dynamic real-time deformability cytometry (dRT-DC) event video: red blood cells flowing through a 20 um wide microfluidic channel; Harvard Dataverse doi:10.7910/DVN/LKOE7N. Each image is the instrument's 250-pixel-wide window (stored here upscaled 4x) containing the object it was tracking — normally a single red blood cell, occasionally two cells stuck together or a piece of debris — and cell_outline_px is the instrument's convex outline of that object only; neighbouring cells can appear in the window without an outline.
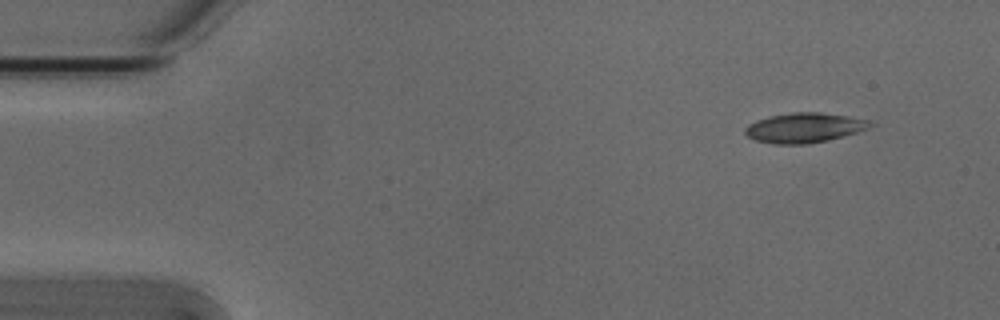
{"species": "Egyptian fruit bat (a non-hibernating species)", "species_latin": "Rousettus aegyptiacus", "temperature_condition": "cold", "stored_images_in_passage": 13, "camera_frame_rate_fps": 3000, "um_per_image_px": 0.085, "animal": {"sex": "male"}, "frame": {"image": 1, "passage_image": 1, "time_ms": 0.0, "image_size_px": [1000, 320], "cell_outline_px": [[876, 124], [868, 128], [856, 132], [828, 140], [808, 144], [772, 144], [756, 140], [748, 136], [744, 132], [744, 128], [748, 124], [756, 120], [768, 116], [792, 112], [820, 112], [848, 116], [868, 120]], "centroid_in_image_um": [68.34, 10.85], "position_along_channel_um": 16.7, "area_um2": 21.79}}
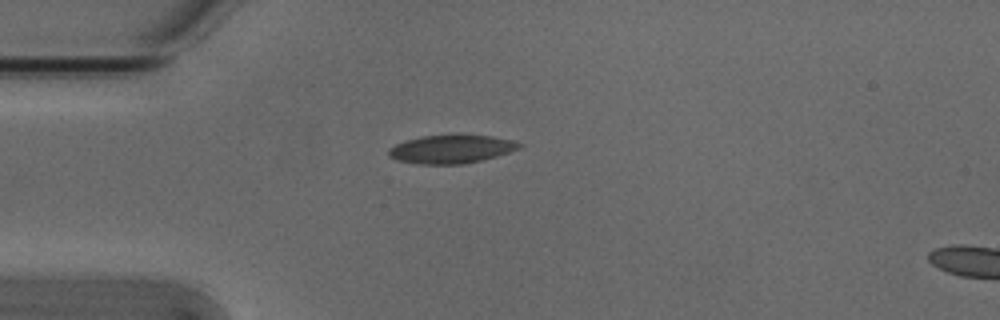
{"frame": {"image": 2, "passage_image": 10, "time_ms": 3.0, "image_size_px": [1000, 320], "cell_outline_px": [[524, 144], [520, 148], [496, 156], [464, 164], [416, 164], [396, 160], [388, 156], [388, 148], [404, 140], [420, 136], [460, 132], [492, 136], [512, 140]], "centroid_in_image_um": [38.33, 12.63], "position_along_channel_um": 46.7, "area_um2": 22.43}}